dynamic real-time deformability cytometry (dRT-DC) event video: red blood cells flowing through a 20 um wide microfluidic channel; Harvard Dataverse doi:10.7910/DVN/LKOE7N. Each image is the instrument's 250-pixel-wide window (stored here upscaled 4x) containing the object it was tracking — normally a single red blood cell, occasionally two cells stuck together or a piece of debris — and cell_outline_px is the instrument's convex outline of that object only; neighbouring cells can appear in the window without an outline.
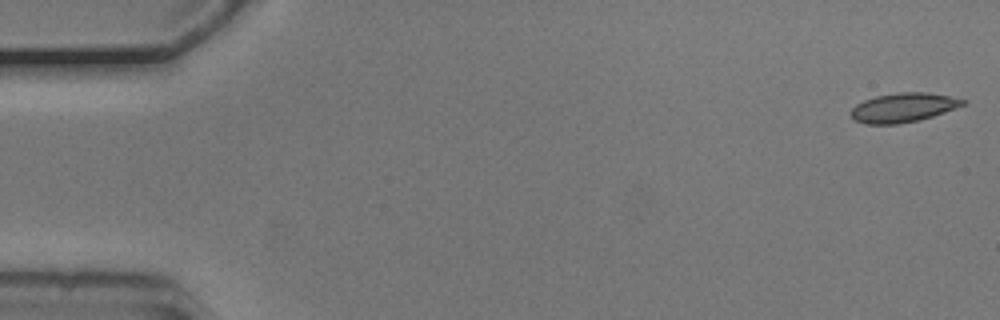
{"species": "common noctule bat (a hibernating species)", "species_latin": "Nyctalus noctula", "temperature_condition": "cold", "stored_images_in_passage": 54, "camera_frame_rate_fps": 3000, "um_per_image_px": 0.085, "animal": {"sex": "male", "body_mass_g": 20.5, "forearm_length_mm": 52.5}, "frame": {"image": 1, "passage_image": 1, "time_ms": 0.0, "image_size_px": [1000, 320], "cell_outline_px": [[968, 100], [964, 104], [944, 112], [920, 120], [896, 124], [864, 124], [856, 120], [852, 116], [852, 108], [856, 104], [864, 100], [876, 96], [900, 92], [928, 92]], "centroid_in_image_um": [76.78, 9.14], "position_along_channel_um": 8.2, "area_um2": 18.84}}
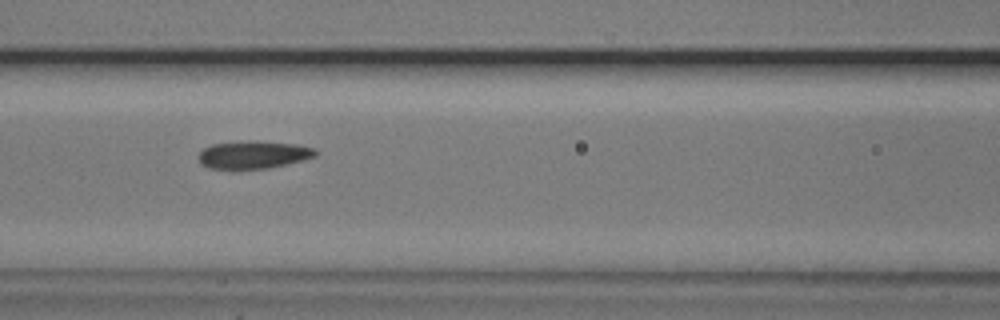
{"frame": {"image": 2, "passage_image": 23, "time_ms": 7.333, "image_size_px": [1000, 320], "cell_outline_px": [[320, 152], [316, 156], [304, 160], [288, 164], [268, 168], [236, 172], [232, 172], [208, 168], [200, 164], [200, 152], [204, 148], [212, 144], [248, 140], [256, 140], [296, 144], [316, 148]], "centroid_in_image_um": [21.54, 13.19], "position_along_channel_um": 145.1, "area_um2": 19.94}}
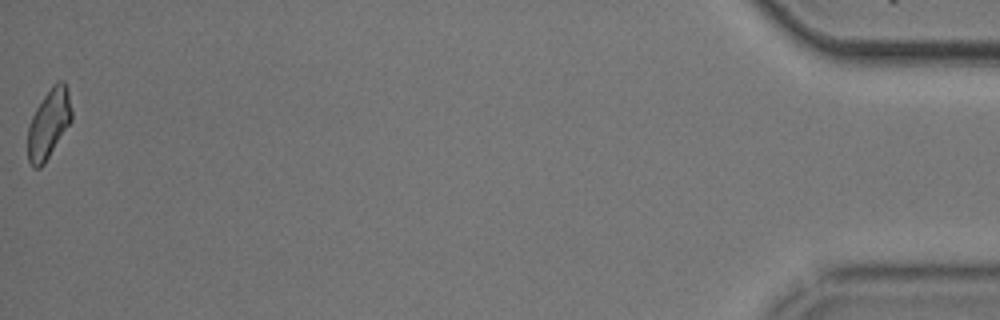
{"frame": {"image": 3, "passage_image": 54, "time_ms": 17.667, "image_size_px": [1000, 320], "cell_outline_px": [[72, 120], [44, 164], [40, 168], [32, 168], [28, 160], [28, 124], [36, 108], [52, 84], [56, 80], [64, 80], [68, 88], [72, 112]], "centroid_in_image_um": [4.15, 10.49], "position_along_channel_um": 431.1, "area_um2": 17.86}, "authors_computed_cell_mechanics": {"area_um2": 18.785, "velocity_mm_per_s": 3.7137, "shape_relaxation_time_tau1_ms": 3.8886, "shape_relaxation_time_tau2_ms": 5.2327, "deformation_change_tau1": 0.1072, "deformation_change_tau2": 0.1226}}